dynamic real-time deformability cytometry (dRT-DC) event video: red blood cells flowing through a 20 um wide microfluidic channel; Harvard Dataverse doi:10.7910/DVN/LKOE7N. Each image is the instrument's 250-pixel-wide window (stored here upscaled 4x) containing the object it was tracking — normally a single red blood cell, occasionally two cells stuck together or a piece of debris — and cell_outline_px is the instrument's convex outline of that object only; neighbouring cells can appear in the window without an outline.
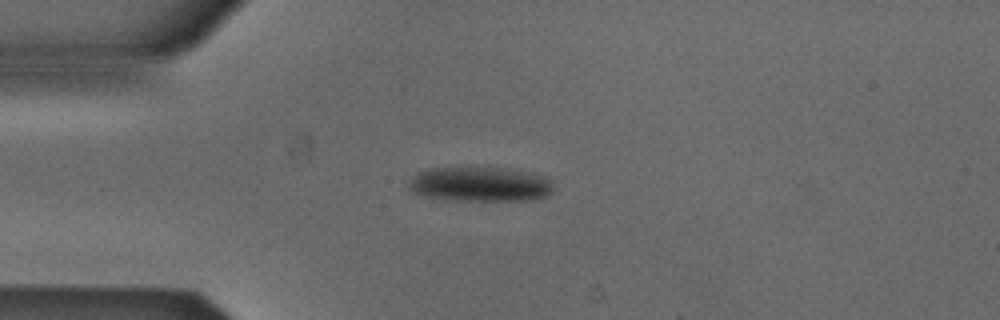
{"species": "Egyptian fruit bat (a non-hibernating species)", "species_latin": "Rousettus aegyptiacus", "temperature_condition": "cold", "stored_images_in_passage": 5, "camera_frame_rate_fps": 3000, "um_per_image_px": 0.085, "animal": {"sex": "male"}, "frame": {"image": 1, "passage_image": 2, "time_ms": 0.333, "image_size_px": [1000, 320], "cell_outline_px": [[552, 188], [544, 196], [532, 200], [456, 200], [428, 196], [416, 192], [408, 188], [408, 184], [420, 172], [432, 168], [500, 168], [544, 176], [548, 180]], "centroid_in_image_um": [40.8, 15.67], "position_along_channel_um": 44.2, "area_um2": 28.09}}
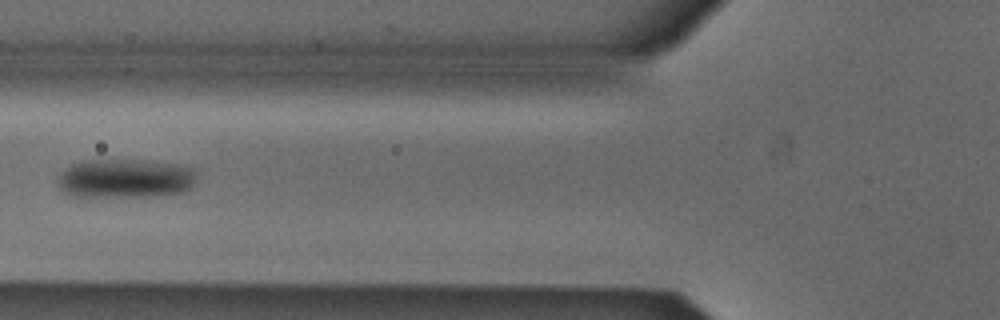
{"frame": {"image": 2, "passage_image": 4, "time_ms": 1.0, "image_size_px": [1000, 320], "cell_outline_px": [[196, 172], [192, 188], [184, 192], [152, 196], [68, 196], [60, 192], [56, 184], [56, 180], [60, 172], [64, 168], [72, 164], [84, 160], [144, 160], [172, 164], [192, 168]], "centroid_in_image_um": [10.56, 15.18], "position_along_channel_um": 115.2, "area_um2": 31.96}}
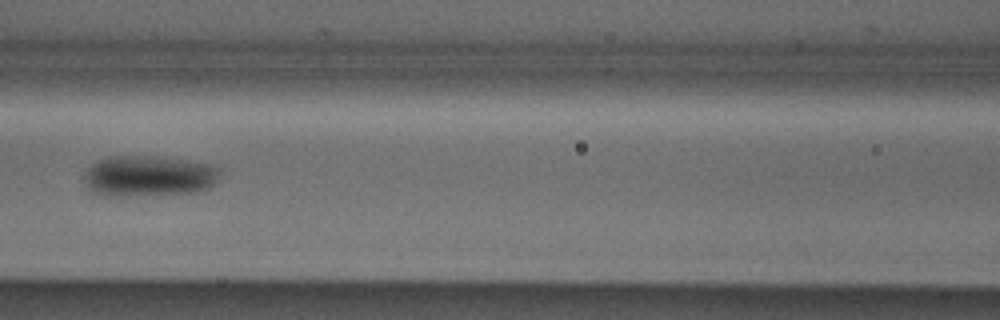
{"frame": {"image": 3, "passage_image": 5, "time_ms": 1.333, "image_size_px": [1000, 320], "cell_outline_px": [[220, 172], [216, 180], [208, 188], [196, 192], [116, 196], [108, 196], [92, 192], [84, 184], [84, 176], [88, 168], [92, 164], [108, 156], [156, 156], [220, 164]], "centroid_in_image_um": [12.67, 14.94], "position_along_channel_um": 153.9, "area_um2": 32.6}}